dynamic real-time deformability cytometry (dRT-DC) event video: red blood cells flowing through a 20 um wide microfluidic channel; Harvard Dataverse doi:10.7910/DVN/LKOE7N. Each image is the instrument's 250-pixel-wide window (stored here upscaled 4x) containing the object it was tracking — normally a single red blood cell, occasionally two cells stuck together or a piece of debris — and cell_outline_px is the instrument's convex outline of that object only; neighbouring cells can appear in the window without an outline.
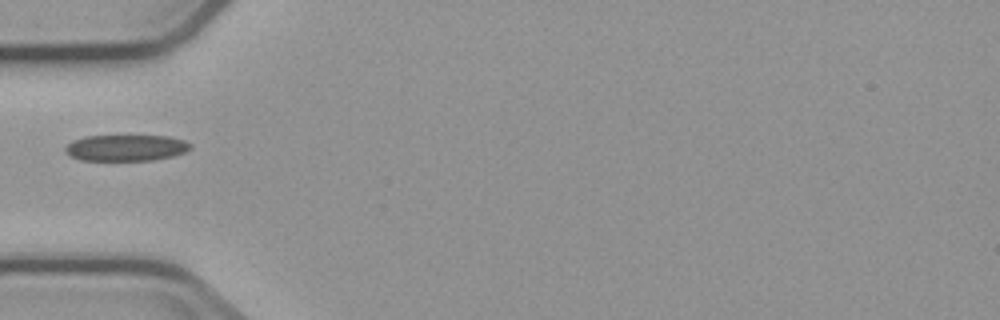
{"species": "common noctule bat (a hibernating species)", "species_latin": "Nyctalus noctula", "temperature_condition": "cold", "stored_images_in_passage": 5, "camera_frame_rate_fps": 3000, "um_per_image_px": 0.085, "animal": {"sex": "male", "body_mass_g": 23.1, "forearm_length_mm": 52.7}, "frame": {"image": 1, "passage_image": 4, "time_ms": 4.667, "image_size_px": [1000, 320], "cell_outline_px": [[192, 148], [184, 152], [172, 156], [152, 160], [80, 160], [64, 152], [64, 148], [72, 140], [84, 136], [168, 136], [184, 140], [192, 144]], "centroid_in_image_um": [10.7, 12.56], "position_along_channel_um": 74.3, "area_um2": 19.13}}
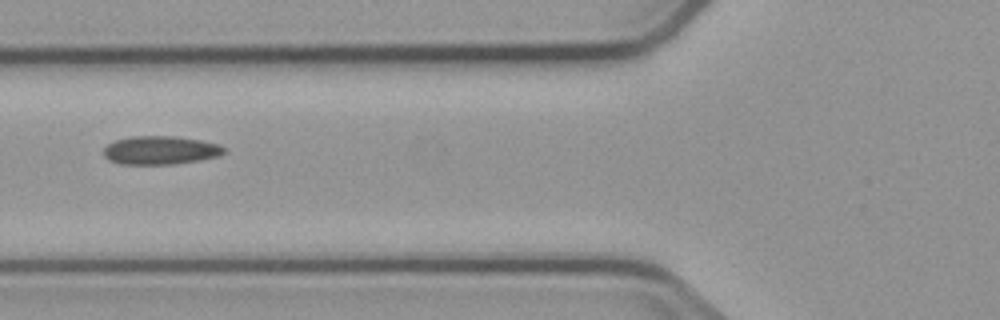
{"frame": {"image": 2, "passage_image": 5, "time_ms": 5.667, "image_size_px": [1000, 320], "cell_outline_px": [[224, 152], [220, 156], [200, 160], [176, 164], [120, 164], [108, 160], [104, 156], [104, 148], [108, 144], [116, 140], [132, 136], [172, 136], [200, 140], [216, 144], [224, 148]], "centroid_in_image_um": [13.61, 12.78], "position_along_channel_um": 112.2, "area_um2": 19.88}}